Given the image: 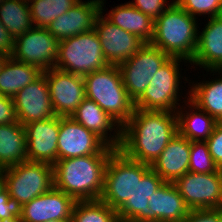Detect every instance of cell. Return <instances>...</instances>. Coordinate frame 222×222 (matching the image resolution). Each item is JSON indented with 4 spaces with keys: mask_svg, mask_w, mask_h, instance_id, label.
I'll use <instances>...</instances> for the list:
<instances>
[{
    "mask_svg": "<svg viewBox=\"0 0 222 222\" xmlns=\"http://www.w3.org/2000/svg\"><path fill=\"white\" fill-rule=\"evenodd\" d=\"M117 211L99 200L76 201L71 222H113Z\"/></svg>",
    "mask_w": 222,
    "mask_h": 222,
    "instance_id": "obj_31",
    "label": "cell"
},
{
    "mask_svg": "<svg viewBox=\"0 0 222 222\" xmlns=\"http://www.w3.org/2000/svg\"><path fill=\"white\" fill-rule=\"evenodd\" d=\"M217 72L219 78L199 83L197 81L195 84L193 81L190 90L185 94L198 108L206 111L217 122H222V70H211L210 75L213 73L214 77Z\"/></svg>",
    "mask_w": 222,
    "mask_h": 222,
    "instance_id": "obj_27",
    "label": "cell"
},
{
    "mask_svg": "<svg viewBox=\"0 0 222 222\" xmlns=\"http://www.w3.org/2000/svg\"><path fill=\"white\" fill-rule=\"evenodd\" d=\"M177 133L176 112L135 108L122 126L118 149L126 157L151 166Z\"/></svg>",
    "mask_w": 222,
    "mask_h": 222,
    "instance_id": "obj_1",
    "label": "cell"
},
{
    "mask_svg": "<svg viewBox=\"0 0 222 222\" xmlns=\"http://www.w3.org/2000/svg\"><path fill=\"white\" fill-rule=\"evenodd\" d=\"M206 142L215 165L222 169V122L217 123Z\"/></svg>",
    "mask_w": 222,
    "mask_h": 222,
    "instance_id": "obj_36",
    "label": "cell"
},
{
    "mask_svg": "<svg viewBox=\"0 0 222 222\" xmlns=\"http://www.w3.org/2000/svg\"><path fill=\"white\" fill-rule=\"evenodd\" d=\"M186 97L187 101L183 100V102L185 101L184 107L189 108L188 111L186 110L187 107L182 106L176 111L178 133L191 142L207 141L218 122L206 111L201 110L191 102L189 96Z\"/></svg>",
    "mask_w": 222,
    "mask_h": 222,
    "instance_id": "obj_24",
    "label": "cell"
},
{
    "mask_svg": "<svg viewBox=\"0 0 222 222\" xmlns=\"http://www.w3.org/2000/svg\"><path fill=\"white\" fill-rule=\"evenodd\" d=\"M18 122L13 98L0 95V125Z\"/></svg>",
    "mask_w": 222,
    "mask_h": 222,
    "instance_id": "obj_38",
    "label": "cell"
},
{
    "mask_svg": "<svg viewBox=\"0 0 222 222\" xmlns=\"http://www.w3.org/2000/svg\"><path fill=\"white\" fill-rule=\"evenodd\" d=\"M191 141L177 133L151 168L165 181L174 182L189 172Z\"/></svg>",
    "mask_w": 222,
    "mask_h": 222,
    "instance_id": "obj_22",
    "label": "cell"
},
{
    "mask_svg": "<svg viewBox=\"0 0 222 222\" xmlns=\"http://www.w3.org/2000/svg\"><path fill=\"white\" fill-rule=\"evenodd\" d=\"M25 127L18 121L0 125V169L27 161Z\"/></svg>",
    "mask_w": 222,
    "mask_h": 222,
    "instance_id": "obj_25",
    "label": "cell"
},
{
    "mask_svg": "<svg viewBox=\"0 0 222 222\" xmlns=\"http://www.w3.org/2000/svg\"><path fill=\"white\" fill-rule=\"evenodd\" d=\"M173 184L191 210L222 208V169L203 174L186 172Z\"/></svg>",
    "mask_w": 222,
    "mask_h": 222,
    "instance_id": "obj_10",
    "label": "cell"
},
{
    "mask_svg": "<svg viewBox=\"0 0 222 222\" xmlns=\"http://www.w3.org/2000/svg\"><path fill=\"white\" fill-rule=\"evenodd\" d=\"M43 73L46 76L55 115L71 117L86 98L84 77L56 68L43 71Z\"/></svg>",
    "mask_w": 222,
    "mask_h": 222,
    "instance_id": "obj_13",
    "label": "cell"
},
{
    "mask_svg": "<svg viewBox=\"0 0 222 222\" xmlns=\"http://www.w3.org/2000/svg\"><path fill=\"white\" fill-rule=\"evenodd\" d=\"M42 73L36 66L8 57L0 71V95L13 97Z\"/></svg>",
    "mask_w": 222,
    "mask_h": 222,
    "instance_id": "obj_28",
    "label": "cell"
},
{
    "mask_svg": "<svg viewBox=\"0 0 222 222\" xmlns=\"http://www.w3.org/2000/svg\"><path fill=\"white\" fill-rule=\"evenodd\" d=\"M174 2L195 18L206 14L209 18L222 15V0H174Z\"/></svg>",
    "mask_w": 222,
    "mask_h": 222,
    "instance_id": "obj_33",
    "label": "cell"
},
{
    "mask_svg": "<svg viewBox=\"0 0 222 222\" xmlns=\"http://www.w3.org/2000/svg\"><path fill=\"white\" fill-rule=\"evenodd\" d=\"M81 0H29L34 26L47 28L59 15L67 12Z\"/></svg>",
    "mask_w": 222,
    "mask_h": 222,
    "instance_id": "obj_30",
    "label": "cell"
},
{
    "mask_svg": "<svg viewBox=\"0 0 222 222\" xmlns=\"http://www.w3.org/2000/svg\"><path fill=\"white\" fill-rule=\"evenodd\" d=\"M12 98L17 120L23 126L56 116L51 105L48 84L44 73Z\"/></svg>",
    "mask_w": 222,
    "mask_h": 222,
    "instance_id": "obj_15",
    "label": "cell"
},
{
    "mask_svg": "<svg viewBox=\"0 0 222 222\" xmlns=\"http://www.w3.org/2000/svg\"><path fill=\"white\" fill-rule=\"evenodd\" d=\"M5 189L4 169H0V193Z\"/></svg>",
    "mask_w": 222,
    "mask_h": 222,
    "instance_id": "obj_40",
    "label": "cell"
},
{
    "mask_svg": "<svg viewBox=\"0 0 222 222\" xmlns=\"http://www.w3.org/2000/svg\"><path fill=\"white\" fill-rule=\"evenodd\" d=\"M208 23L198 32V44L190 62L205 71L222 70V15L208 18Z\"/></svg>",
    "mask_w": 222,
    "mask_h": 222,
    "instance_id": "obj_21",
    "label": "cell"
},
{
    "mask_svg": "<svg viewBox=\"0 0 222 222\" xmlns=\"http://www.w3.org/2000/svg\"><path fill=\"white\" fill-rule=\"evenodd\" d=\"M196 19L173 2L154 21V35L150 44L170 57L190 63L198 44L199 27Z\"/></svg>",
    "mask_w": 222,
    "mask_h": 222,
    "instance_id": "obj_3",
    "label": "cell"
},
{
    "mask_svg": "<svg viewBox=\"0 0 222 222\" xmlns=\"http://www.w3.org/2000/svg\"><path fill=\"white\" fill-rule=\"evenodd\" d=\"M57 160L53 165L54 187L76 201L99 200L104 187L106 164L115 151Z\"/></svg>",
    "mask_w": 222,
    "mask_h": 222,
    "instance_id": "obj_2",
    "label": "cell"
},
{
    "mask_svg": "<svg viewBox=\"0 0 222 222\" xmlns=\"http://www.w3.org/2000/svg\"><path fill=\"white\" fill-rule=\"evenodd\" d=\"M148 206L155 215V222H181L191 210L173 182H164L150 196Z\"/></svg>",
    "mask_w": 222,
    "mask_h": 222,
    "instance_id": "obj_23",
    "label": "cell"
},
{
    "mask_svg": "<svg viewBox=\"0 0 222 222\" xmlns=\"http://www.w3.org/2000/svg\"><path fill=\"white\" fill-rule=\"evenodd\" d=\"M71 118L100 137L108 146L119 148L122 126L93 100L86 97Z\"/></svg>",
    "mask_w": 222,
    "mask_h": 222,
    "instance_id": "obj_20",
    "label": "cell"
},
{
    "mask_svg": "<svg viewBox=\"0 0 222 222\" xmlns=\"http://www.w3.org/2000/svg\"><path fill=\"white\" fill-rule=\"evenodd\" d=\"M60 117L26 124L28 161L54 165L58 160V136Z\"/></svg>",
    "mask_w": 222,
    "mask_h": 222,
    "instance_id": "obj_16",
    "label": "cell"
},
{
    "mask_svg": "<svg viewBox=\"0 0 222 222\" xmlns=\"http://www.w3.org/2000/svg\"><path fill=\"white\" fill-rule=\"evenodd\" d=\"M22 217V205L5 188L0 193V221Z\"/></svg>",
    "mask_w": 222,
    "mask_h": 222,
    "instance_id": "obj_34",
    "label": "cell"
},
{
    "mask_svg": "<svg viewBox=\"0 0 222 222\" xmlns=\"http://www.w3.org/2000/svg\"><path fill=\"white\" fill-rule=\"evenodd\" d=\"M58 160L102 154L109 146L71 117H60Z\"/></svg>",
    "mask_w": 222,
    "mask_h": 222,
    "instance_id": "obj_14",
    "label": "cell"
},
{
    "mask_svg": "<svg viewBox=\"0 0 222 222\" xmlns=\"http://www.w3.org/2000/svg\"><path fill=\"white\" fill-rule=\"evenodd\" d=\"M47 222H71V219L50 220Z\"/></svg>",
    "mask_w": 222,
    "mask_h": 222,
    "instance_id": "obj_44",
    "label": "cell"
},
{
    "mask_svg": "<svg viewBox=\"0 0 222 222\" xmlns=\"http://www.w3.org/2000/svg\"><path fill=\"white\" fill-rule=\"evenodd\" d=\"M59 41L47 28L36 27L15 38L12 58L38 67L42 72L55 68Z\"/></svg>",
    "mask_w": 222,
    "mask_h": 222,
    "instance_id": "obj_11",
    "label": "cell"
},
{
    "mask_svg": "<svg viewBox=\"0 0 222 222\" xmlns=\"http://www.w3.org/2000/svg\"><path fill=\"white\" fill-rule=\"evenodd\" d=\"M83 77L86 97L123 126L133 115L135 107L123 85L118 65H109Z\"/></svg>",
    "mask_w": 222,
    "mask_h": 222,
    "instance_id": "obj_4",
    "label": "cell"
},
{
    "mask_svg": "<svg viewBox=\"0 0 222 222\" xmlns=\"http://www.w3.org/2000/svg\"><path fill=\"white\" fill-rule=\"evenodd\" d=\"M104 0L95 18L94 30L101 42L103 55L109 65H120L132 57L144 44L138 36L112 24L103 16Z\"/></svg>",
    "mask_w": 222,
    "mask_h": 222,
    "instance_id": "obj_12",
    "label": "cell"
},
{
    "mask_svg": "<svg viewBox=\"0 0 222 222\" xmlns=\"http://www.w3.org/2000/svg\"><path fill=\"white\" fill-rule=\"evenodd\" d=\"M113 222H135V221L116 217V219Z\"/></svg>",
    "mask_w": 222,
    "mask_h": 222,
    "instance_id": "obj_42",
    "label": "cell"
},
{
    "mask_svg": "<svg viewBox=\"0 0 222 222\" xmlns=\"http://www.w3.org/2000/svg\"><path fill=\"white\" fill-rule=\"evenodd\" d=\"M134 1V2H133ZM129 3L154 21L174 2L167 0H133ZM168 3V4H167Z\"/></svg>",
    "mask_w": 222,
    "mask_h": 222,
    "instance_id": "obj_35",
    "label": "cell"
},
{
    "mask_svg": "<svg viewBox=\"0 0 222 222\" xmlns=\"http://www.w3.org/2000/svg\"><path fill=\"white\" fill-rule=\"evenodd\" d=\"M100 2L101 0L79 1L54 19L47 30L61 41L94 29L95 18L100 13Z\"/></svg>",
    "mask_w": 222,
    "mask_h": 222,
    "instance_id": "obj_18",
    "label": "cell"
},
{
    "mask_svg": "<svg viewBox=\"0 0 222 222\" xmlns=\"http://www.w3.org/2000/svg\"><path fill=\"white\" fill-rule=\"evenodd\" d=\"M0 21L15 38L34 27L28 1L5 0L0 4Z\"/></svg>",
    "mask_w": 222,
    "mask_h": 222,
    "instance_id": "obj_29",
    "label": "cell"
},
{
    "mask_svg": "<svg viewBox=\"0 0 222 222\" xmlns=\"http://www.w3.org/2000/svg\"><path fill=\"white\" fill-rule=\"evenodd\" d=\"M150 165L126 157L119 149L110 156L100 200L116 211L134 195L135 176H143Z\"/></svg>",
    "mask_w": 222,
    "mask_h": 222,
    "instance_id": "obj_6",
    "label": "cell"
},
{
    "mask_svg": "<svg viewBox=\"0 0 222 222\" xmlns=\"http://www.w3.org/2000/svg\"><path fill=\"white\" fill-rule=\"evenodd\" d=\"M219 168L215 165L206 141H192L190 148L189 172L211 173Z\"/></svg>",
    "mask_w": 222,
    "mask_h": 222,
    "instance_id": "obj_32",
    "label": "cell"
},
{
    "mask_svg": "<svg viewBox=\"0 0 222 222\" xmlns=\"http://www.w3.org/2000/svg\"><path fill=\"white\" fill-rule=\"evenodd\" d=\"M76 200L53 187L22 206V222L71 219Z\"/></svg>",
    "mask_w": 222,
    "mask_h": 222,
    "instance_id": "obj_17",
    "label": "cell"
},
{
    "mask_svg": "<svg viewBox=\"0 0 222 222\" xmlns=\"http://www.w3.org/2000/svg\"><path fill=\"white\" fill-rule=\"evenodd\" d=\"M165 181L150 168L143 176H135L134 195L117 210V217L135 222H155L149 209V198Z\"/></svg>",
    "mask_w": 222,
    "mask_h": 222,
    "instance_id": "obj_19",
    "label": "cell"
},
{
    "mask_svg": "<svg viewBox=\"0 0 222 222\" xmlns=\"http://www.w3.org/2000/svg\"><path fill=\"white\" fill-rule=\"evenodd\" d=\"M14 37L0 21V55L11 57L14 49Z\"/></svg>",
    "mask_w": 222,
    "mask_h": 222,
    "instance_id": "obj_39",
    "label": "cell"
},
{
    "mask_svg": "<svg viewBox=\"0 0 222 222\" xmlns=\"http://www.w3.org/2000/svg\"><path fill=\"white\" fill-rule=\"evenodd\" d=\"M107 66L94 29L59 41L56 69L84 76Z\"/></svg>",
    "mask_w": 222,
    "mask_h": 222,
    "instance_id": "obj_5",
    "label": "cell"
},
{
    "mask_svg": "<svg viewBox=\"0 0 222 222\" xmlns=\"http://www.w3.org/2000/svg\"><path fill=\"white\" fill-rule=\"evenodd\" d=\"M0 222H22V220L20 218H14L10 220H2Z\"/></svg>",
    "mask_w": 222,
    "mask_h": 222,
    "instance_id": "obj_43",
    "label": "cell"
},
{
    "mask_svg": "<svg viewBox=\"0 0 222 222\" xmlns=\"http://www.w3.org/2000/svg\"><path fill=\"white\" fill-rule=\"evenodd\" d=\"M181 222H222V208L192 209Z\"/></svg>",
    "mask_w": 222,
    "mask_h": 222,
    "instance_id": "obj_37",
    "label": "cell"
},
{
    "mask_svg": "<svg viewBox=\"0 0 222 222\" xmlns=\"http://www.w3.org/2000/svg\"><path fill=\"white\" fill-rule=\"evenodd\" d=\"M104 17L112 24L150 43L154 35V20L132 6L129 2L112 8Z\"/></svg>",
    "mask_w": 222,
    "mask_h": 222,
    "instance_id": "obj_26",
    "label": "cell"
},
{
    "mask_svg": "<svg viewBox=\"0 0 222 222\" xmlns=\"http://www.w3.org/2000/svg\"><path fill=\"white\" fill-rule=\"evenodd\" d=\"M188 61L171 57L153 76L143 94L134 102V107L142 110L176 112L181 106L179 101L182 84L180 63ZM181 83V84H180Z\"/></svg>",
    "mask_w": 222,
    "mask_h": 222,
    "instance_id": "obj_7",
    "label": "cell"
},
{
    "mask_svg": "<svg viewBox=\"0 0 222 222\" xmlns=\"http://www.w3.org/2000/svg\"><path fill=\"white\" fill-rule=\"evenodd\" d=\"M5 188L22 206L54 187V169L47 163L25 161L4 169Z\"/></svg>",
    "mask_w": 222,
    "mask_h": 222,
    "instance_id": "obj_8",
    "label": "cell"
},
{
    "mask_svg": "<svg viewBox=\"0 0 222 222\" xmlns=\"http://www.w3.org/2000/svg\"><path fill=\"white\" fill-rule=\"evenodd\" d=\"M170 58L159 48L145 43L132 57L118 65L123 85L134 102L148 87L154 74Z\"/></svg>",
    "mask_w": 222,
    "mask_h": 222,
    "instance_id": "obj_9",
    "label": "cell"
},
{
    "mask_svg": "<svg viewBox=\"0 0 222 222\" xmlns=\"http://www.w3.org/2000/svg\"><path fill=\"white\" fill-rule=\"evenodd\" d=\"M7 58L8 57H6L4 55H0V71H1V69H2V67H3V65H4V63H5Z\"/></svg>",
    "mask_w": 222,
    "mask_h": 222,
    "instance_id": "obj_41",
    "label": "cell"
}]
</instances>
